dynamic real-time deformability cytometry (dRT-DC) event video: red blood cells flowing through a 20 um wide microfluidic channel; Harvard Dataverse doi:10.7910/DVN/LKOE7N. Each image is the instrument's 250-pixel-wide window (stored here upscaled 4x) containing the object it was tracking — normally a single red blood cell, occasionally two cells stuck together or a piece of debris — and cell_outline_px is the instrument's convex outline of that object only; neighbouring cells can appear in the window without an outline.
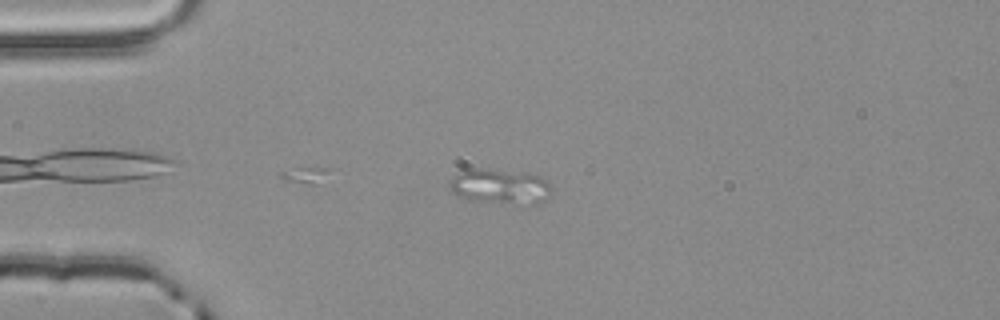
{"species": "common noctule bat (a hibernating species)", "species_latin": "Nyctalus noctula", "temperature_condition": "room temperature", "stored_images_in_passage": 9, "camera_frame_rate_fps": 3000, "um_per_image_px": 0.085, "animal": {"sex": "male", "body_mass_g": 20.4}, "frame": {"image": 1, "passage_image": 6, "time_ms": 1.667, "image_size_px": [1000, 320], "cell_outline_px": [[552, 192], [548, 196], [532, 204], [476, 200], [452, 192], [448, 184], [452, 176], [460, 172], [476, 168], [480, 168], [540, 176], [548, 180], [552, 188]], "centroid_in_image_um": [42.51, 15.83], "position_along_channel_um": 42.5, "area_um2": 19.94}}